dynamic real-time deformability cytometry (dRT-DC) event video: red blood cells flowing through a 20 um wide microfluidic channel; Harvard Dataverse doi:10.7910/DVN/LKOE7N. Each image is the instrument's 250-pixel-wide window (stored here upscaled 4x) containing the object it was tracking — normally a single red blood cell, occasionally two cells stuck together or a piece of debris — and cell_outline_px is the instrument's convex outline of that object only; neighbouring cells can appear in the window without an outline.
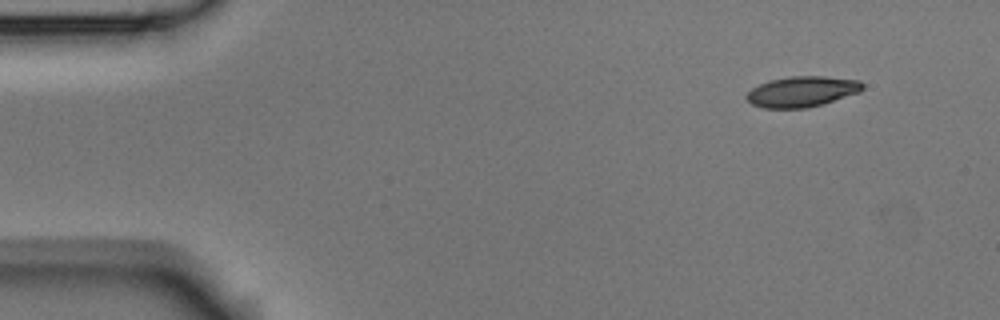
{"species": "Egyptian fruit bat (a non-hibernating species)", "species_latin": "Rousettus aegyptiacus", "temperature_condition": "room temperature", "stored_images_in_passage": 49, "camera_frame_rate_fps": 3000, "um_per_image_px": 0.085, "animal": {"sex": "male"}, "frame": {"image": 1, "passage_image": 1, "time_ms": 0.0, "image_size_px": [1000, 320], "cell_outline_px": [[864, 88], [860, 92], [824, 104], [808, 108], [764, 108], [752, 104], [744, 96], [752, 88], [760, 84], [772, 80], [792, 76], [824, 76], [860, 80], [864, 84]], "centroid_in_image_um": [68.21, 7.79], "position_along_channel_um": 16.8, "area_um2": 20.75}}
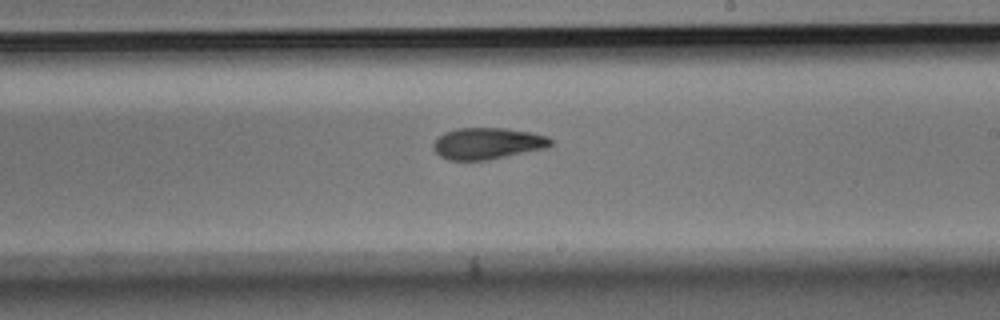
{"frame": {"image": 2, "passage_image": 27, "time_ms": 8.667, "image_size_px": [1000, 320], "cell_outline_px": [[552, 144], [544, 148], [484, 160], [448, 160], [440, 156], [432, 148], [432, 144], [444, 132], [456, 128], [504, 128], [528, 132], [548, 136], [552, 140]], "centroid_in_image_um": [41.38, 12.18], "position_along_channel_um": 247.6, "area_um2": 21.21}}
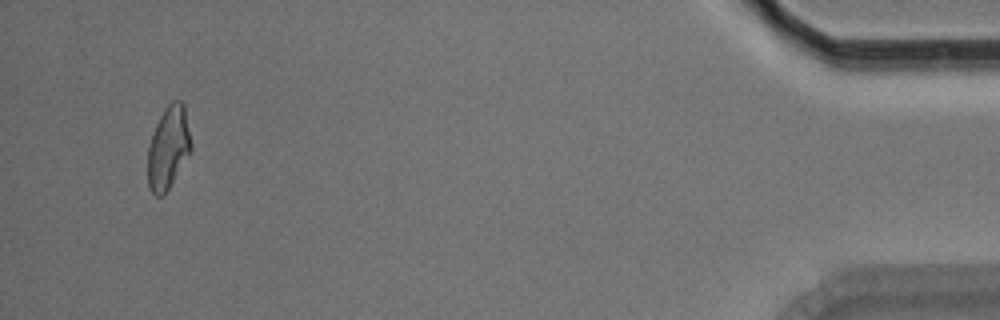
{"frame": {"image": 3, "passage_image": 47, "time_ms": 15.333, "image_size_px": [1000, 320], "cell_outline_px": [[192, 148], [164, 196], [156, 196], [152, 192], [148, 184], [148, 148], [156, 124], [164, 108], [172, 100], [180, 100], [184, 104], [192, 144]], "centroid_in_image_um": [14.31, 12.53], "position_along_channel_um": 420.9, "area_um2": 20.69}, "authors_computed_cell_mechanics": {"area_um2": 21.2704, "velocity_mm_per_s": 3.7706, "shape_relaxation_time_tau1_ms": 9.0536, "shape_relaxation_time_tau2_ms": 4.6632, "deformation_change_tau1": 0.2099, "deformation_change_tau2": 0.1212}}